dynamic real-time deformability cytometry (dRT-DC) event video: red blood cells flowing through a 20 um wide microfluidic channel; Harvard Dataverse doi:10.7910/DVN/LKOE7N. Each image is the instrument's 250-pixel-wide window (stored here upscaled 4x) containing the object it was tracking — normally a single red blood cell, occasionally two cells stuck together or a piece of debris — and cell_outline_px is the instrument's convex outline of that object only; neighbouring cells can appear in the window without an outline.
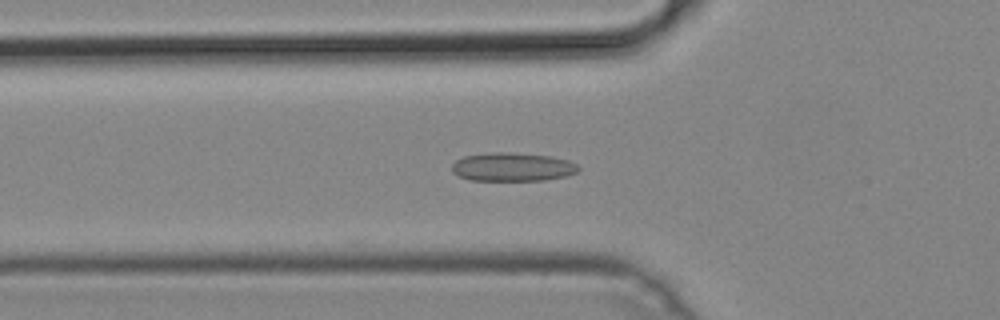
{"species": "common noctule bat (a hibernating species)", "species_latin": "Nyctalus noctula", "temperature_condition": "cold", "stored_images_in_passage": 52, "camera_frame_rate_fps": 3000, "um_per_image_px": 0.085, "animal": {"sex": "male", "body_mass_g": 19.2, "forearm_length_mm": 51.8}, "frame": {"image": 1, "passage_image": 18, "time_ms": 5.667, "image_size_px": [1000, 320], "cell_outline_px": [[580, 168], [576, 172], [568, 176], [544, 180], [472, 180], [460, 176], [452, 172], [452, 164], [456, 160], [464, 156], [492, 152], [508, 152], [552, 156], [568, 160], [576, 164]], "centroid_in_image_um": [43.58, 14.18], "position_along_channel_um": 82.2, "area_um2": 21.04}}
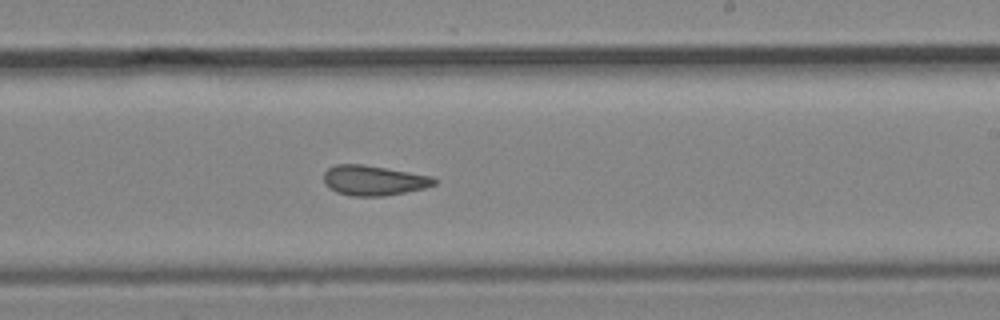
{"frame": {"image": 2, "passage_image": 31, "time_ms": 10.0, "image_size_px": [1000, 320], "cell_outline_px": [[436, 184], [424, 188], [384, 196], [352, 196], [336, 192], [328, 188], [324, 184], [324, 172], [328, 168], [336, 164], [364, 164], [432, 176], [436, 180]], "centroid_in_image_um": [31.72, 15.33], "position_along_channel_um": 257.3, "area_um2": 19.36}}
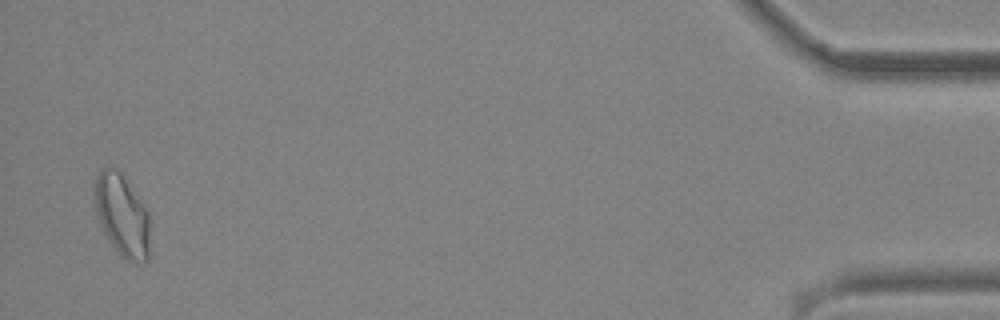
{"frame": {"image": 3, "passage_image": 50, "time_ms": 16.333, "image_size_px": [1000, 320], "cell_outline_px": [[148, 260], [128, 260], [120, 256], [104, 232], [96, 208], [96, 176], [100, 168], [116, 168], [120, 172], [148, 212]], "centroid_in_image_um": [10.37, 18.28], "position_along_channel_um": 424.8, "area_um2": 25.26}}